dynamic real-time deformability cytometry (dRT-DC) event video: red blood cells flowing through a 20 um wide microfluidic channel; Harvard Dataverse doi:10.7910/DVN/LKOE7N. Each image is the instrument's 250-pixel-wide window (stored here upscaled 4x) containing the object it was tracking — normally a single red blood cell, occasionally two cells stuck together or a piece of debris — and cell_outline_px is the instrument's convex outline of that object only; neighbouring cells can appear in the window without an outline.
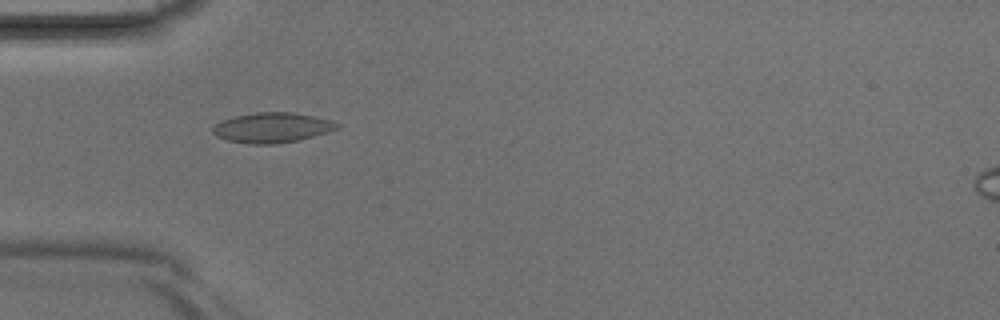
{"species": "Egyptian fruit bat (a non-hibernating species)", "species_latin": "Rousettus aegyptiacus", "temperature_condition": "room temperature", "stored_images_in_passage": 4, "camera_frame_rate_fps": 3000, "um_per_image_px": 0.085, "animal": {"sex": "male"}, "frame": {"image": 1, "passage_image": 4, "time_ms": 1.0, "image_size_px": [1000, 320], "cell_outline_px": [[340, 128], [328, 132], [296, 140], [276, 144], [248, 144], [228, 140], [216, 136], [212, 132], [212, 128], [216, 124], [224, 120], [236, 116], [256, 112], [292, 112], [332, 120], [340, 124]], "centroid_in_image_um": [23.14, 10.85], "position_along_channel_um": 61.9, "area_um2": 21.62}}